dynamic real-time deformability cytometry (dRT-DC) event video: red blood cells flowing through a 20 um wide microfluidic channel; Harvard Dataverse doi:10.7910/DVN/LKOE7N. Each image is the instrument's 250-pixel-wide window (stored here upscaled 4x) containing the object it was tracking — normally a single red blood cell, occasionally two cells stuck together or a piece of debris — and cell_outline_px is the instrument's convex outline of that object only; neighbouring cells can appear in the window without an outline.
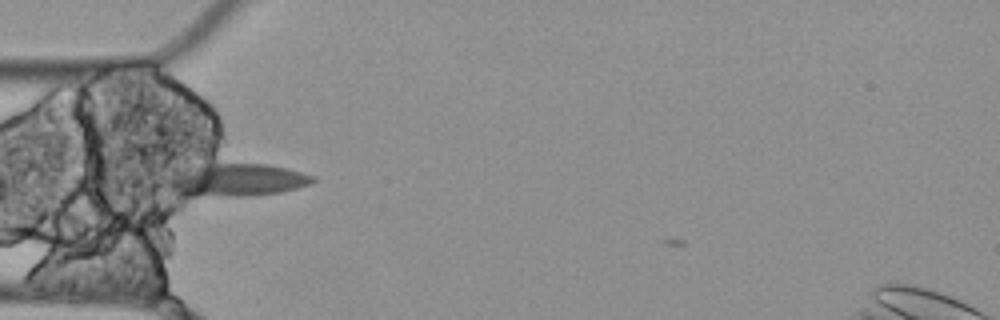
{"species": "Egyptian fruit bat (a non-hibernating species)", "species_latin": "Rousettus aegyptiacus", "temperature_condition": "cold", "stored_images_in_passage": 1, "camera_frame_rate_fps": 3000, "um_per_image_px": 0.085, "animal": {"sex": "female"}, "frame": {"image": 1, "passage_image": 1, "time_ms": 0.0, "image_size_px": [1000, 320], "cell_outline_px": [[316, 180], [312, 184], [280, 192], [248, 196], [188, 196], [164, 184], [164, 172], [172, 168], [200, 164], [268, 164], [288, 168], [316, 176]], "centroid_in_image_um": [19.96, 15.27], "position_along_channel_um": 65.0, "area_um2": 28.73}}